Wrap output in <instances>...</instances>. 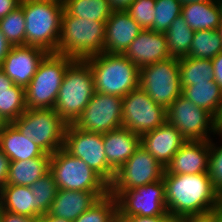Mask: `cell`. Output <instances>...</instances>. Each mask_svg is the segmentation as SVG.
<instances>
[{
    "mask_svg": "<svg viewBox=\"0 0 222 222\" xmlns=\"http://www.w3.org/2000/svg\"><path fill=\"white\" fill-rule=\"evenodd\" d=\"M12 45L6 40L5 36L0 30V67L2 66L3 60L11 50Z\"/></svg>",
    "mask_w": 222,
    "mask_h": 222,
    "instance_id": "obj_45",
    "label": "cell"
},
{
    "mask_svg": "<svg viewBox=\"0 0 222 222\" xmlns=\"http://www.w3.org/2000/svg\"><path fill=\"white\" fill-rule=\"evenodd\" d=\"M166 113L167 122L186 140H211L210 134L216 135V118L183 95L174 100Z\"/></svg>",
    "mask_w": 222,
    "mask_h": 222,
    "instance_id": "obj_12",
    "label": "cell"
},
{
    "mask_svg": "<svg viewBox=\"0 0 222 222\" xmlns=\"http://www.w3.org/2000/svg\"><path fill=\"white\" fill-rule=\"evenodd\" d=\"M155 0H134L126 10L143 29L153 30Z\"/></svg>",
    "mask_w": 222,
    "mask_h": 222,
    "instance_id": "obj_37",
    "label": "cell"
},
{
    "mask_svg": "<svg viewBox=\"0 0 222 222\" xmlns=\"http://www.w3.org/2000/svg\"><path fill=\"white\" fill-rule=\"evenodd\" d=\"M222 52V39L217 30H199L193 35L188 57L213 59Z\"/></svg>",
    "mask_w": 222,
    "mask_h": 222,
    "instance_id": "obj_31",
    "label": "cell"
},
{
    "mask_svg": "<svg viewBox=\"0 0 222 222\" xmlns=\"http://www.w3.org/2000/svg\"><path fill=\"white\" fill-rule=\"evenodd\" d=\"M108 164L117 171L141 145V136L124 127L103 134Z\"/></svg>",
    "mask_w": 222,
    "mask_h": 222,
    "instance_id": "obj_22",
    "label": "cell"
},
{
    "mask_svg": "<svg viewBox=\"0 0 222 222\" xmlns=\"http://www.w3.org/2000/svg\"><path fill=\"white\" fill-rule=\"evenodd\" d=\"M1 151L10 161L28 160L41 157L46 153L31 139L20 133L12 123L2 130Z\"/></svg>",
    "mask_w": 222,
    "mask_h": 222,
    "instance_id": "obj_23",
    "label": "cell"
},
{
    "mask_svg": "<svg viewBox=\"0 0 222 222\" xmlns=\"http://www.w3.org/2000/svg\"><path fill=\"white\" fill-rule=\"evenodd\" d=\"M181 222H217V209L180 218Z\"/></svg>",
    "mask_w": 222,
    "mask_h": 222,
    "instance_id": "obj_39",
    "label": "cell"
},
{
    "mask_svg": "<svg viewBox=\"0 0 222 222\" xmlns=\"http://www.w3.org/2000/svg\"><path fill=\"white\" fill-rule=\"evenodd\" d=\"M50 154L28 160L10 161L6 185L31 186L50 171Z\"/></svg>",
    "mask_w": 222,
    "mask_h": 222,
    "instance_id": "obj_24",
    "label": "cell"
},
{
    "mask_svg": "<svg viewBox=\"0 0 222 222\" xmlns=\"http://www.w3.org/2000/svg\"><path fill=\"white\" fill-rule=\"evenodd\" d=\"M210 140H187L165 167L169 174L208 173Z\"/></svg>",
    "mask_w": 222,
    "mask_h": 222,
    "instance_id": "obj_17",
    "label": "cell"
},
{
    "mask_svg": "<svg viewBox=\"0 0 222 222\" xmlns=\"http://www.w3.org/2000/svg\"><path fill=\"white\" fill-rule=\"evenodd\" d=\"M139 87L167 110L182 95L178 58L169 57L141 67Z\"/></svg>",
    "mask_w": 222,
    "mask_h": 222,
    "instance_id": "obj_9",
    "label": "cell"
},
{
    "mask_svg": "<svg viewBox=\"0 0 222 222\" xmlns=\"http://www.w3.org/2000/svg\"><path fill=\"white\" fill-rule=\"evenodd\" d=\"M122 100L119 96L94 92L73 125L80 130L101 134L121 128Z\"/></svg>",
    "mask_w": 222,
    "mask_h": 222,
    "instance_id": "obj_14",
    "label": "cell"
},
{
    "mask_svg": "<svg viewBox=\"0 0 222 222\" xmlns=\"http://www.w3.org/2000/svg\"><path fill=\"white\" fill-rule=\"evenodd\" d=\"M1 222H39V218L26 217L2 210Z\"/></svg>",
    "mask_w": 222,
    "mask_h": 222,
    "instance_id": "obj_41",
    "label": "cell"
},
{
    "mask_svg": "<svg viewBox=\"0 0 222 222\" xmlns=\"http://www.w3.org/2000/svg\"><path fill=\"white\" fill-rule=\"evenodd\" d=\"M23 1V0H21ZM40 1H50V2H55V3H60V4H63L65 3V0H40Z\"/></svg>",
    "mask_w": 222,
    "mask_h": 222,
    "instance_id": "obj_53",
    "label": "cell"
},
{
    "mask_svg": "<svg viewBox=\"0 0 222 222\" xmlns=\"http://www.w3.org/2000/svg\"><path fill=\"white\" fill-rule=\"evenodd\" d=\"M218 117H222V107H221Z\"/></svg>",
    "mask_w": 222,
    "mask_h": 222,
    "instance_id": "obj_60",
    "label": "cell"
},
{
    "mask_svg": "<svg viewBox=\"0 0 222 222\" xmlns=\"http://www.w3.org/2000/svg\"><path fill=\"white\" fill-rule=\"evenodd\" d=\"M30 188L35 197V218H39L49 212L58 188L50 171L33 183Z\"/></svg>",
    "mask_w": 222,
    "mask_h": 222,
    "instance_id": "obj_32",
    "label": "cell"
},
{
    "mask_svg": "<svg viewBox=\"0 0 222 222\" xmlns=\"http://www.w3.org/2000/svg\"><path fill=\"white\" fill-rule=\"evenodd\" d=\"M166 121V109L158 105L140 87L123 97L122 127L142 136L163 125Z\"/></svg>",
    "mask_w": 222,
    "mask_h": 222,
    "instance_id": "obj_13",
    "label": "cell"
},
{
    "mask_svg": "<svg viewBox=\"0 0 222 222\" xmlns=\"http://www.w3.org/2000/svg\"><path fill=\"white\" fill-rule=\"evenodd\" d=\"M109 193L117 201V217L170 216L166 207L163 179L134 189L109 191Z\"/></svg>",
    "mask_w": 222,
    "mask_h": 222,
    "instance_id": "obj_10",
    "label": "cell"
},
{
    "mask_svg": "<svg viewBox=\"0 0 222 222\" xmlns=\"http://www.w3.org/2000/svg\"><path fill=\"white\" fill-rule=\"evenodd\" d=\"M50 172L58 189L109 191V185L96 172L63 147L50 156Z\"/></svg>",
    "mask_w": 222,
    "mask_h": 222,
    "instance_id": "obj_8",
    "label": "cell"
},
{
    "mask_svg": "<svg viewBox=\"0 0 222 222\" xmlns=\"http://www.w3.org/2000/svg\"><path fill=\"white\" fill-rule=\"evenodd\" d=\"M39 222H71L66 219L58 218L55 216L50 215L49 213H46L39 217Z\"/></svg>",
    "mask_w": 222,
    "mask_h": 222,
    "instance_id": "obj_48",
    "label": "cell"
},
{
    "mask_svg": "<svg viewBox=\"0 0 222 222\" xmlns=\"http://www.w3.org/2000/svg\"><path fill=\"white\" fill-rule=\"evenodd\" d=\"M217 4L219 5L221 20H222V0L217 1Z\"/></svg>",
    "mask_w": 222,
    "mask_h": 222,
    "instance_id": "obj_54",
    "label": "cell"
},
{
    "mask_svg": "<svg viewBox=\"0 0 222 222\" xmlns=\"http://www.w3.org/2000/svg\"><path fill=\"white\" fill-rule=\"evenodd\" d=\"M178 60L182 88L195 85L196 83L214 80V70L211 59H199L186 56L178 58Z\"/></svg>",
    "mask_w": 222,
    "mask_h": 222,
    "instance_id": "obj_29",
    "label": "cell"
},
{
    "mask_svg": "<svg viewBox=\"0 0 222 222\" xmlns=\"http://www.w3.org/2000/svg\"><path fill=\"white\" fill-rule=\"evenodd\" d=\"M113 11L127 10L134 0H108Z\"/></svg>",
    "mask_w": 222,
    "mask_h": 222,
    "instance_id": "obj_46",
    "label": "cell"
},
{
    "mask_svg": "<svg viewBox=\"0 0 222 222\" xmlns=\"http://www.w3.org/2000/svg\"><path fill=\"white\" fill-rule=\"evenodd\" d=\"M73 222H117V201L108 193Z\"/></svg>",
    "mask_w": 222,
    "mask_h": 222,
    "instance_id": "obj_35",
    "label": "cell"
},
{
    "mask_svg": "<svg viewBox=\"0 0 222 222\" xmlns=\"http://www.w3.org/2000/svg\"><path fill=\"white\" fill-rule=\"evenodd\" d=\"M64 10L75 17L104 23L113 12L108 0H65Z\"/></svg>",
    "mask_w": 222,
    "mask_h": 222,
    "instance_id": "obj_30",
    "label": "cell"
},
{
    "mask_svg": "<svg viewBox=\"0 0 222 222\" xmlns=\"http://www.w3.org/2000/svg\"><path fill=\"white\" fill-rule=\"evenodd\" d=\"M109 191H71L58 189L49 214L71 222L87 211Z\"/></svg>",
    "mask_w": 222,
    "mask_h": 222,
    "instance_id": "obj_21",
    "label": "cell"
},
{
    "mask_svg": "<svg viewBox=\"0 0 222 222\" xmlns=\"http://www.w3.org/2000/svg\"><path fill=\"white\" fill-rule=\"evenodd\" d=\"M12 124L50 155L63 147L68 125L54 109H26Z\"/></svg>",
    "mask_w": 222,
    "mask_h": 222,
    "instance_id": "obj_7",
    "label": "cell"
},
{
    "mask_svg": "<svg viewBox=\"0 0 222 222\" xmlns=\"http://www.w3.org/2000/svg\"><path fill=\"white\" fill-rule=\"evenodd\" d=\"M214 70V81L222 89V52L211 59Z\"/></svg>",
    "mask_w": 222,
    "mask_h": 222,
    "instance_id": "obj_43",
    "label": "cell"
},
{
    "mask_svg": "<svg viewBox=\"0 0 222 222\" xmlns=\"http://www.w3.org/2000/svg\"><path fill=\"white\" fill-rule=\"evenodd\" d=\"M166 207L171 218L202 214L220 205V194L210 180L209 173L163 174Z\"/></svg>",
    "mask_w": 222,
    "mask_h": 222,
    "instance_id": "obj_1",
    "label": "cell"
},
{
    "mask_svg": "<svg viewBox=\"0 0 222 222\" xmlns=\"http://www.w3.org/2000/svg\"><path fill=\"white\" fill-rule=\"evenodd\" d=\"M20 6L26 20V45L55 53L64 5L50 1L23 0Z\"/></svg>",
    "mask_w": 222,
    "mask_h": 222,
    "instance_id": "obj_5",
    "label": "cell"
},
{
    "mask_svg": "<svg viewBox=\"0 0 222 222\" xmlns=\"http://www.w3.org/2000/svg\"><path fill=\"white\" fill-rule=\"evenodd\" d=\"M63 148L71 155L83 160L108 185L116 171L108 164L103 144V134L80 130L67 125Z\"/></svg>",
    "mask_w": 222,
    "mask_h": 222,
    "instance_id": "obj_11",
    "label": "cell"
},
{
    "mask_svg": "<svg viewBox=\"0 0 222 222\" xmlns=\"http://www.w3.org/2000/svg\"><path fill=\"white\" fill-rule=\"evenodd\" d=\"M217 31L219 32V34H220V36H221V39H222V20H221L220 25H219L218 28H217Z\"/></svg>",
    "mask_w": 222,
    "mask_h": 222,
    "instance_id": "obj_55",
    "label": "cell"
},
{
    "mask_svg": "<svg viewBox=\"0 0 222 222\" xmlns=\"http://www.w3.org/2000/svg\"><path fill=\"white\" fill-rule=\"evenodd\" d=\"M104 53L124 54L144 30L126 10L113 11L106 21Z\"/></svg>",
    "mask_w": 222,
    "mask_h": 222,
    "instance_id": "obj_18",
    "label": "cell"
},
{
    "mask_svg": "<svg viewBox=\"0 0 222 222\" xmlns=\"http://www.w3.org/2000/svg\"><path fill=\"white\" fill-rule=\"evenodd\" d=\"M204 1H214V0H179V2L184 5L191 2H204Z\"/></svg>",
    "mask_w": 222,
    "mask_h": 222,
    "instance_id": "obj_50",
    "label": "cell"
},
{
    "mask_svg": "<svg viewBox=\"0 0 222 222\" xmlns=\"http://www.w3.org/2000/svg\"><path fill=\"white\" fill-rule=\"evenodd\" d=\"M1 136H2V130H0V151H1Z\"/></svg>",
    "mask_w": 222,
    "mask_h": 222,
    "instance_id": "obj_57",
    "label": "cell"
},
{
    "mask_svg": "<svg viewBox=\"0 0 222 222\" xmlns=\"http://www.w3.org/2000/svg\"><path fill=\"white\" fill-rule=\"evenodd\" d=\"M25 16L18 6L0 20V30L12 46L26 45Z\"/></svg>",
    "mask_w": 222,
    "mask_h": 222,
    "instance_id": "obj_34",
    "label": "cell"
},
{
    "mask_svg": "<svg viewBox=\"0 0 222 222\" xmlns=\"http://www.w3.org/2000/svg\"><path fill=\"white\" fill-rule=\"evenodd\" d=\"M94 92V78L89 63L75 59L64 74L54 110L68 125L74 124Z\"/></svg>",
    "mask_w": 222,
    "mask_h": 222,
    "instance_id": "obj_4",
    "label": "cell"
},
{
    "mask_svg": "<svg viewBox=\"0 0 222 222\" xmlns=\"http://www.w3.org/2000/svg\"><path fill=\"white\" fill-rule=\"evenodd\" d=\"M48 53L28 45L12 46L0 67L15 85L26 87Z\"/></svg>",
    "mask_w": 222,
    "mask_h": 222,
    "instance_id": "obj_16",
    "label": "cell"
},
{
    "mask_svg": "<svg viewBox=\"0 0 222 222\" xmlns=\"http://www.w3.org/2000/svg\"><path fill=\"white\" fill-rule=\"evenodd\" d=\"M93 73L94 91L123 98L139 87V68L124 54L100 53L85 59Z\"/></svg>",
    "mask_w": 222,
    "mask_h": 222,
    "instance_id": "obj_3",
    "label": "cell"
},
{
    "mask_svg": "<svg viewBox=\"0 0 222 222\" xmlns=\"http://www.w3.org/2000/svg\"><path fill=\"white\" fill-rule=\"evenodd\" d=\"M220 205L222 207V193L220 194Z\"/></svg>",
    "mask_w": 222,
    "mask_h": 222,
    "instance_id": "obj_59",
    "label": "cell"
},
{
    "mask_svg": "<svg viewBox=\"0 0 222 222\" xmlns=\"http://www.w3.org/2000/svg\"><path fill=\"white\" fill-rule=\"evenodd\" d=\"M106 23L69 15L63 10L56 54L85 60L104 52Z\"/></svg>",
    "mask_w": 222,
    "mask_h": 222,
    "instance_id": "obj_2",
    "label": "cell"
},
{
    "mask_svg": "<svg viewBox=\"0 0 222 222\" xmlns=\"http://www.w3.org/2000/svg\"><path fill=\"white\" fill-rule=\"evenodd\" d=\"M187 140L167 121L141 136V145L165 168Z\"/></svg>",
    "mask_w": 222,
    "mask_h": 222,
    "instance_id": "obj_20",
    "label": "cell"
},
{
    "mask_svg": "<svg viewBox=\"0 0 222 222\" xmlns=\"http://www.w3.org/2000/svg\"><path fill=\"white\" fill-rule=\"evenodd\" d=\"M21 0H0V20L20 6Z\"/></svg>",
    "mask_w": 222,
    "mask_h": 222,
    "instance_id": "obj_44",
    "label": "cell"
},
{
    "mask_svg": "<svg viewBox=\"0 0 222 222\" xmlns=\"http://www.w3.org/2000/svg\"><path fill=\"white\" fill-rule=\"evenodd\" d=\"M154 10L153 30L165 33L170 24L181 15L182 4L179 0H155Z\"/></svg>",
    "mask_w": 222,
    "mask_h": 222,
    "instance_id": "obj_36",
    "label": "cell"
},
{
    "mask_svg": "<svg viewBox=\"0 0 222 222\" xmlns=\"http://www.w3.org/2000/svg\"><path fill=\"white\" fill-rule=\"evenodd\" d=\"M184 20L195 32L199 30H217L221 15L217 1L191 2L182 5Z\"/></svg>",
    "mask_w": 222,
    "mask_h": 222,
    "instance_id": "obj_25",
    "label": "cell"
},
{
    "mask_svg": "<svg viewBox=\"0 0 222 222\" xmlns=\"http://www.w3.org/2000/svg\"><path fill=\"white\" fill-rule=\"evenodd\" d=\"M74 60L56 53H48L43 58L25 87L27 109H54L64 74Z\"/></svg>",
    "mask_w": 222,
    "mask_h": 222,
    "instance_id": "obj_6",
    "label": "cell"
},
{
    "mask_svg": "<svg viewBox=\"0 0 222 222\" xmlns=\"http://www.w3.org/2000/svg\"><path fill=\"white\" fill-rule=\"evenodd\" d=\"M216 134H218V136L222 140V117L216 118Z\"/></svg>",
    "mask_w": 222,
    "mask_h": 222,
    "instance_id": "obj_49",
    "label": "cell"
},
{
    "mask_svg": "<svg viewBox=\"0 0 222 222\" xmlns=\"http://www.w3.org/2000/svg\"><path fill=\"white\" fill-rule=\"evenodd\" d=\"M171 219L170 216H131V217H117V222H168Z\"/></svg>",
    "mask_w": 222,
    "mask_h": 222,
    "instance_id": "obj_40",
    "label": "cell"
},
{
    "mask_svg": "<svg viewBox=\"0 0 222 222\" xmlns=\"http://www.w3.org/2000/svg\"><path fill=\"white\" fill-rule=\"evenodd\" d=\"M2 210L35 218V197L30 186L5 185L1 188Z\"/></svg>",
    "mask_w": 222,
    "mask_h": 222,
    "instance_id": "obj_26",
    "label": "cell"
},
{
    "mask_svg": "<svg viewBox=\"0 0 222 222\" xmlns=\"http://www.w3.org/2000/svg\"><path fill=\"white\" fill-rule=\"evenodd\" d=\"M182 95L195 105L218 117L222 107V89L212 80L182 88Z\"/></svg>",
    "mask_w": 222,
    "mask_h": 222,
    "instance_id": "obj_27",
    "label": "cell"
},
{
    "mask_svg": "<svg viewBox=\"0 0 222 222\" xmlns=\"http://www.w3.org/2000/svg\"><path fill=\"white\" fill-rule=\"evenodd\" d=\"M10 159L0 151V188L6 185L8 178Z\"/></svg>",
    "mask_w": 222,
    "mask_h": 222,
    "instance_id": "obj_42",
    "label": "cell"
},
{
    "mask_svg": "<svg viewBox=\"0 0 222 222\" xmlns=\"http://www.w3.org/2000/svg\"><path fill=\"white\" fill-rule=\"evenodd\" d=\"M168 222H181V220L176 218H171Z\"/></svg>",
    "mask_w": 222,
    "mask_h": 222,
    "instance_id": "obj_56",
    "label": "cell"
},
{
    "mask_svg": "<svg viewBox=\"0 0 222 222\" xmlns=\"http://www.w3.org/2000/svg\"><path fill=\"white\" fill-rule=\"evenodd\" d=\"M9 123L0 115V130H3Z\"/></svg>",
    "mask_w": 222,
    "mask_h": 222,
    "instance_id": "obj_51",
    "label": "cell"
},
{
    "mask_svg": "<svg viewBox=\"0 0 222 222\" xmlns=\"http://www.w3.org/2000/svg\"><path fill=\"white\" fill-rule=\"evenodd\" d=\"M222 144V143H221ZM210 140L209 177L216 191L222 193V145Z\"/></svg>",
    "mask_w": 222,
    "mask_h": 222,
    "instance_id": "obj_38",
    "label": "cell"
},
{
    "mask_svg": "<svg viewBox=\"0 0 222 222\" xmlns=\"http://www.w3.org/2000/svg\"><path fill=\"white\" fill-rule=\"evenodd\" d=\"M13 81L0 68V94L5 91H10Z\"/></svg>",
    "mask_w": 222,
    "mask_h": 222,
    "instance_id": "obj_47",
    "label": "cell"
},
{
    "mask_svg": "<svg viewBox=\"0 0 222 222\" xmlns=\"http://www.w3.org/2000/svg\"><path fill=\"white\" fill-rule=\"evenodd\" d=\"M170 57H186L189 54L194 31L188 26L182 15H179L165 31Z\"/></svg>",
    "mask_w": 222,
    "mask_h": 222,
    "instance_id": "obj_28",
    "label": "cell"
},
{
    "mask_svg": "<svg viewBox=\"0 0 222 222\" xmlns=\"http://www.w3.org/2000/svg\"><path fill=\"white\" fill-rule=\"evenodd\" d=\"M165 168L140 145L116 171L109 191L134 189L163 179Z\"/></svg>",
    "mask_w": 222,
    "mask_h": 222,
    "instance_id": "obj_15",
    "label": "cell"
},
{
    "mask_svg": "<svg viewBox=\"0 0 222 222\" xmlns=\"http://www.w3.org/2000/svg\"><path fill=\"white\" fill-rule=\"evenodd\" d=\"M1 216H2V207H1V204H0V222H1Z\"/></svg>",
    "mask_w": 222,
    "mask_h": 222,
    "instance_id": "obj_58",
    "label": "cell"
},
{
    "mask_svg": "<svg viewBox=\"0 0 222 222\" xmlns=\"http://www.w3.org/2000/svg\"><path fill=\"white\" fill-rule=\"evenodd\" d=\"M217 222H222V207L217 208Z\"/></svg>",
    "mask_w": 222,
    "mask_h": 222,
    "instance_id": "obj_52",
    "label": "cell"
},
{
    "mask_svg": "<svg viewBox=\"0 0 222 222\" xmlns=\"http://www.w3.org/2000/svg\"><path fill=\"white\" fill-rule=\"evenodd\" d=\"M124 55L139 69L170 57L164 33L142 30L133 40Z\"/></svg>",
    "mask_w": 222,
    "mask_h": 222,
    "instance_id": "obj_19",
    "label": "cell"
},
{
    "mask_svg": "<svg viewBox=\"0 0 222 222\" xmlns=\"http://www.w3.org/2000/svg\"><path fill=\"white\" fill-rule=\"evenodd\" d=\"M25 88L13 84L10 91L0 94V115L12 123L26 111Z\"/></svg>",
    "mask_w": 222,
    "mask_h": 222,
    "instance_id": "obj_33",
    "label": "cell"
}]
</instances>
